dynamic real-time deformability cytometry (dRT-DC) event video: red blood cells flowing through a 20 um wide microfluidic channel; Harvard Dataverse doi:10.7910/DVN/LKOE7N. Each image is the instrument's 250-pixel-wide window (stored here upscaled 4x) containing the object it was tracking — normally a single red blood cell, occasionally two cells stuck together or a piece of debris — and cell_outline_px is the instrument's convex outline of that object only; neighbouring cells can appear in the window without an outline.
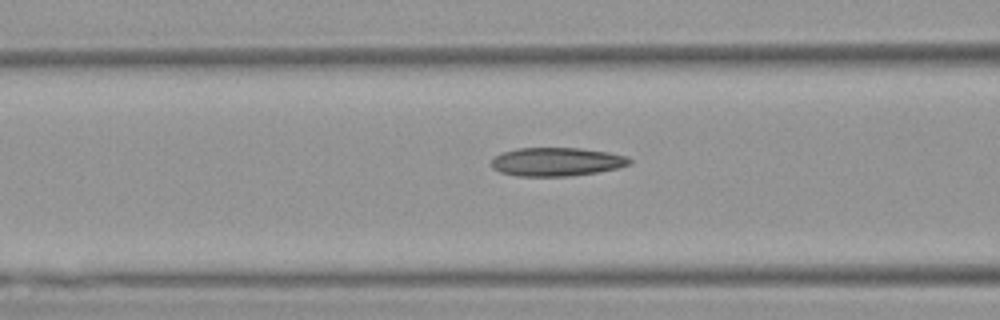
{"species": "Egyptian fruit bat (a non-hibernating species)", "species_latin": "Rousettus aegyptiacus", "temperature_condition": "warm", "stored_images_in_passage": 33, "camera_frame_rate_fps": 3000, "um_per_image_px": 0.085, "animal": {"sex": "female"}, "frame": {"image": 1, "passage_image": 12, "time_ms": 3.667, "image_size_px": [1000, 320], "cell_outline_px": [[632, 164], [616, 168], [596, 172], [572, 176], [516, 176], [500, 172], [492, 168], [492, 156], [500, 152], [516, 148], [580, 148], [608, 152], [628, 156], [632, 160]], "centroid_in_image_um": [47.29, 13.74], "position_along_channel_um": 119.3, "area_um2": 23.24}}
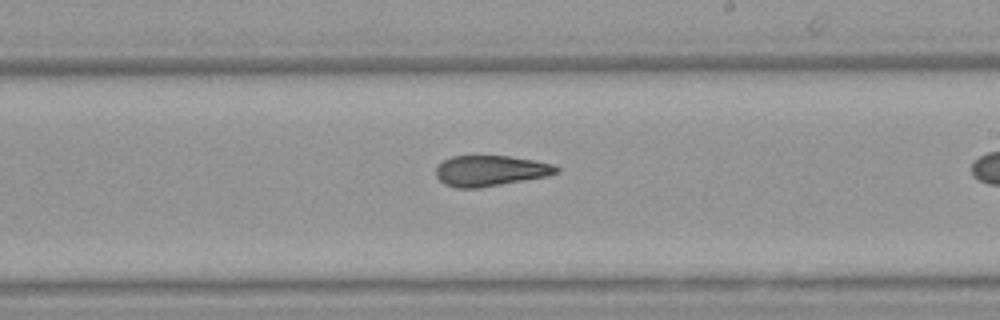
{"frame": {"image": 2, "passage_image": 22, "time_ms": 7.0, "image_size_px": [1000, 320], "cell_outline_px": [[560, 172], [544, 176], [480, 188], [456, 188], [444, 184], [436, 176], [436, 168], [444, 160], [452, 156], [508, 156], [556, 164], [560, 168]], "centroid_in_image_um": [41.68, 14.51], "position_along_channel_um": 247.3, "area_um2": 21.39}}
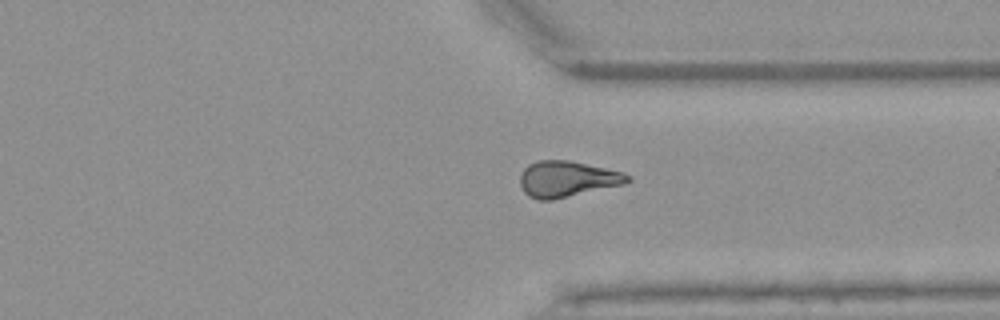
{"frame": {"image": 3, "passage_image": 31, "time_ms": 10.0, "image_size_px": [1000, 320], "cell_outline_px": [[632, 180], [624, 184], [552, 200], [540, 200], [528, 196], [524, 192], [520, 184], [520, 176], [524, 168], [528, 164], [536, 160], [568, 160], [624, 172], [632, 176]], "centroid_in_image_um": [48.21, 15.21], "position_along_channel_um": 363.2, "area_um2": 22.6}}